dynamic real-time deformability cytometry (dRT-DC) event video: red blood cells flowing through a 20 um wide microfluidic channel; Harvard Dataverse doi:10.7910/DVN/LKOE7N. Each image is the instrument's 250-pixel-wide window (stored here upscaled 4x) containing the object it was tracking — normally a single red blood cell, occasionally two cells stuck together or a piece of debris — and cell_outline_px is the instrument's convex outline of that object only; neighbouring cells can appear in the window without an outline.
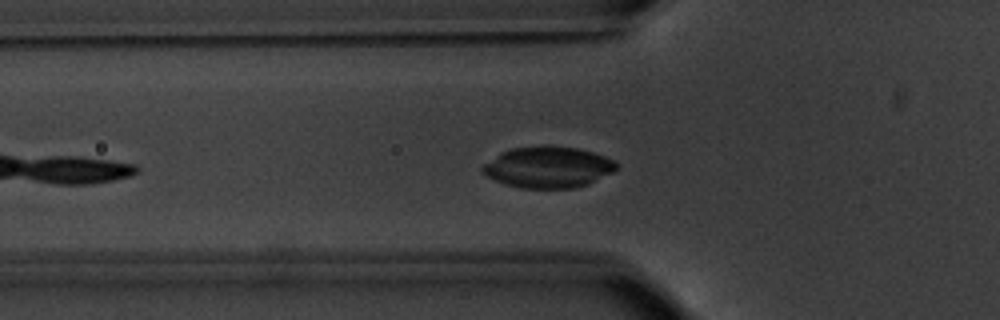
{"species": "common noctule bat (a hibernating species)", "species_latin": "Nyctalus noctula", "temperature_condition": "warm", "stored_images_in_passage": 28, "camera_frame_rate_fps": 3000, "um_per_image_px": 0.085, "animal": {"sex": "male", "body_mass_g": 20.1, "forearm_length_mm": 53.5}, "frame": {"image": 1, "passage_image": 6, "time_ms": 1.667, "image_size_px": [1000, 320], "cell_outline_px": [[616, 168], [612, 172], [588, 184], [572, 188], [520, 188], [496, 180], [480, 172], [480, 168], [484, 164], [500, 152], [512, 148], [544, 144], [548, 144], [576, 148], [592, 152], [616, 160]], "centroid_in_image_um": [46.56, 14.19], "position_along_channel_um": 79.2, "area_um2": 32.25}}
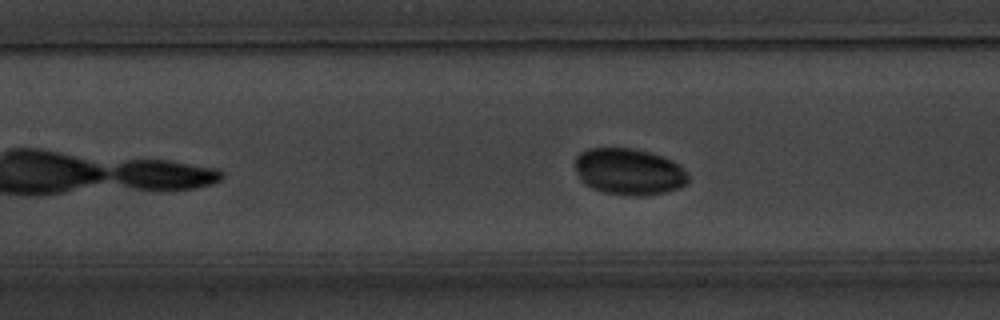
{"frame": {"image": 2, "passage_image": 12, "time_ms": 3.667, "image_size_px": [1000, 320], "cell_outline_px": [[688, 180], [680, 188], [664, 192], [604, 192], [592, 188], [584, 184], [580, 180], [576, 172], [576, 156], [580, 152], [588, 148], [632, 148], [648, 152], [672, 160], [688, 176]], "centroid_in_image_um": [53.39, 14.53], "position_along_channel_um": 154.0, "area_um2": 29.42}}
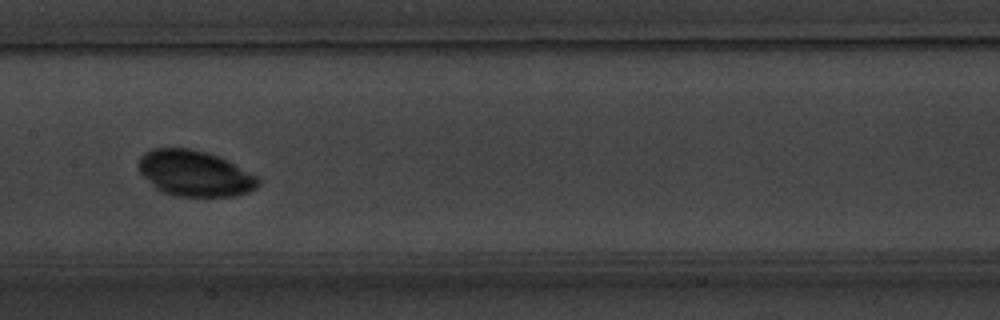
{"frame": {"image": 3, "passage_image": 15, "time_ms": 4.667, "image_size_px": [1000, 320], "cell_outline_px": [[260, 184], [256, 188], [248, 192], [232, 196], [180, 196], [164, 192], [156, 188], [140, 172], [140, 156], [144, 152], [152, 148], [192, 148], [216, 156], [256, 176], [260, 180]], "centroid_in_image_um": [16.53, 14.74], "position_along_channel_um": 190.9, "area_um2": 31.27}}